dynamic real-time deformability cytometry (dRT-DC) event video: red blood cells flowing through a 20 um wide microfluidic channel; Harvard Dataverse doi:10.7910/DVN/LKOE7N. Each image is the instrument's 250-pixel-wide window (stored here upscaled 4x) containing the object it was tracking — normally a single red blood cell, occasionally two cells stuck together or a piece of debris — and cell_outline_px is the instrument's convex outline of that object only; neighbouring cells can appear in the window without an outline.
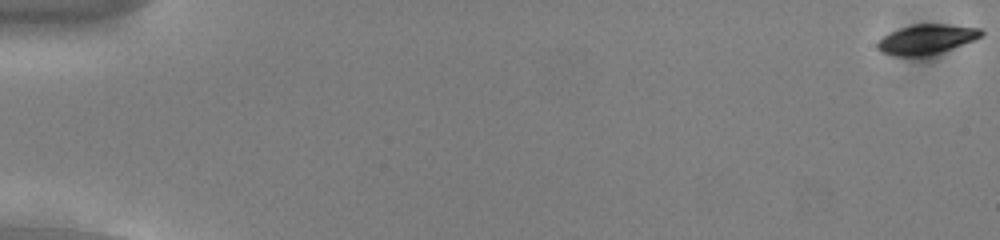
{"species": "common noctule bat (a hibernating species)", "species_latin": "Nyctalus noctula", "temperature_condition": "cold", "stored_images_in_passage": 38, "camera_frame_rate_fps": 3000, "um_per_image_px": 0.085, "animal": {"sex": "male", "body_mass_g": 13.0, "forearm_length_mm": 53.1}, "frame": {"image": 1, "passage_image": 1, "time_ms": 0.0, "image_size_px": [1000, 240], "cell_outline_px": [[984, 36], [976, 40], [928, 56], [896, 56], [880, 52], [876, 48], [876, 44], [884, 36], [900, 28], [916, 24], [948, 24], [980, 28], [984, 32]], "centroid_in_image_um": [78.79, 3.34], "position_along_channel_um": 6.2, "area_um2": 18.03}}
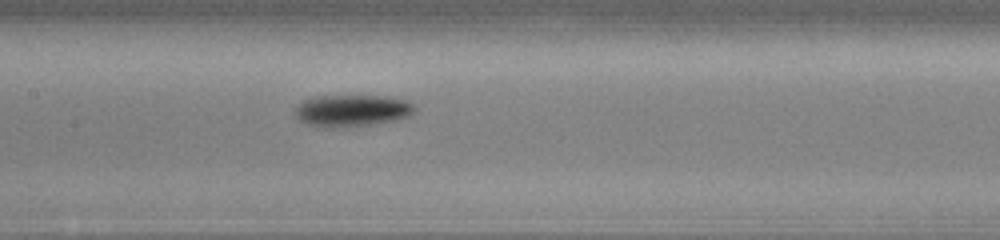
{"frame": {"image": 2, "passage_image": 28, "time_ms": 9.0, "image_size_px": [1000, 240], "cell_outline_px": [[416, 108], [408, 116], [396, 120], [372, 124], [344, 128], [320, 128], [308, 124], [300, 120], [292, 112], [304, 100], [320, 96], [388, 96], [404, 100], [412, 104]], "centroid_in_image_um": [29.89, 9.42], "position_along_channel_um": 177.5, "area_um2": 22.25}}
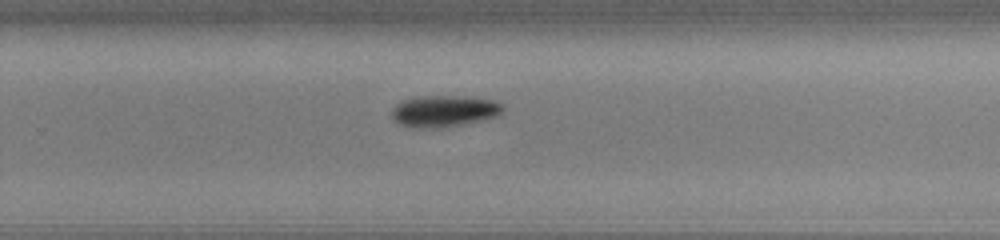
{"frame": {"image": 3, "passage_image": 37, "time_ms": 12.0, "image_size_px": [1000, 240], "cell_outline_px": [[504, 112], [496, 116], [464, 124], [444, 128], [408, 128], [400, 124], [392, 116], [392, 108], [396, 104], [404, 100], [420, 96], [452, 96], [492, 100], [500, 104], [504, 108]], "centroid_in_image_um": [37.71, 9.47], "position_along_channel_um": 292.1, "area_um2": 20.29}}